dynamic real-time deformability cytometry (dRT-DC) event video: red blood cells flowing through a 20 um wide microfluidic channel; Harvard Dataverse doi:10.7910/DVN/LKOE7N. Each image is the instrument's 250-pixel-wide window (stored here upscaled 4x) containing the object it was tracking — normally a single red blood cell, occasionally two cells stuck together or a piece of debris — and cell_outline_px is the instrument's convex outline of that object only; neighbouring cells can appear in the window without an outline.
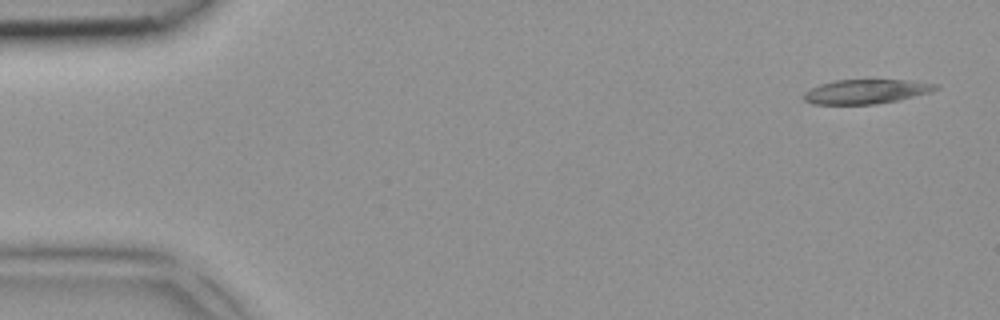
{"species": "common noctule bat (a hibernating species)", "species_latin": "Nyctalus noctula", "temperature_condition": "room temperature", "stored_images_in_passage": 5, "segment_of_instrument_passage": [2, 2], "camera_frame_rate_fps": 3000, "um_per_image_px": 0.085, "animal": {"sex": "female", "body_mass_g": 18.4}, "frame": {"image": 1, "passage_image": 5, "time_ms": 1.333, "image_size_px": [1000, 320], "cell_outline_px": [[940, 88], [928, 92], [900, 100], [876, 104], [812, 104], [804, 100], [804, 92], [820, 84], [836, 80], [916, 80], [940, 84]], "centroid_in_image_um": [73.67, 7.77], "position_along_channel_um": 11.3, "area_um2": 18.79}}